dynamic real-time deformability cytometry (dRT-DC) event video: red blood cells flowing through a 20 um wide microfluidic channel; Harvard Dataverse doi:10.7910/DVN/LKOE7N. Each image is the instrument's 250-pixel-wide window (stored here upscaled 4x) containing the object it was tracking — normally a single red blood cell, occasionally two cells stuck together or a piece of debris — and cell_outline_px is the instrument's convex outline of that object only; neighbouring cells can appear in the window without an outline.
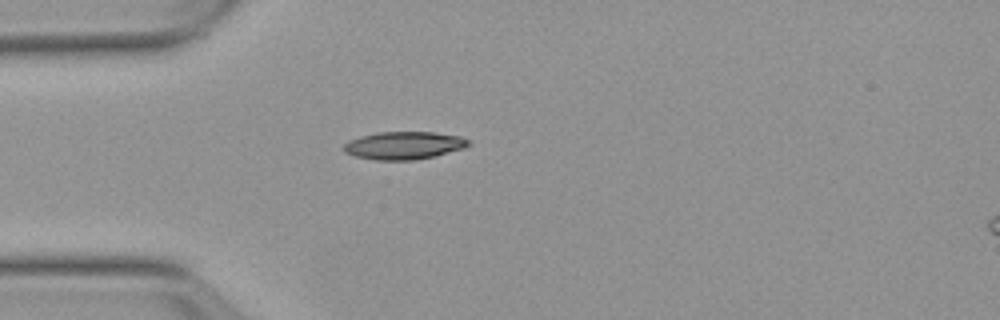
{"species": "Egyptian fruit bat (a non-hibernating species)", "species_latin": "Rousettus aegyptiacus", "temperature_condition": "warm", "stored_images_in_passage": 32, "segment_of_instrument_passage": [1, 3], "camera_frame_rate_fps": 3000, "um_per_image_px": 0.085, "animal": {"sex": "female"}, "frame": {"image": 1, "passage_image": 1, "time_ms": 0.0, "image_size_px": [1000, 320], "cell_outline_px": [[472, 144], [464, 148], [432, 156], [412, 160], [376, 160], [356, 156], [344, 152], [344, 144], [348, 140], [360, 136], [376, 132], [436, 132], [460, 136], [468, 140]], "centroid_in_image_um": [34.32, 12.35], "position_along_channel_um": 50.7, "area_um2": 20.11}}
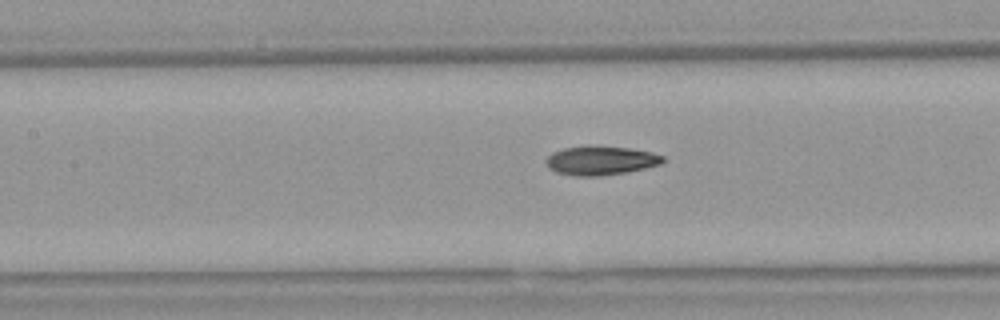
{"frame": {"image": 2, "passage_image": 10, "time_ms": 3.0, "image_size_px": [1000, 320], "cell_outline_px": [[664, 160], [660, 164], [628, 172], [596, 176], [576, 176], [556, 172], [548, 168], [544, 160], [552, 152], [564, 148], [588, 144], [628, 148], [652, 152], [664, 156]], "centroid_in_image_um": [51.02, 13.62], "position_along_channel_um": 156.4, "area_um2": 20.0}}
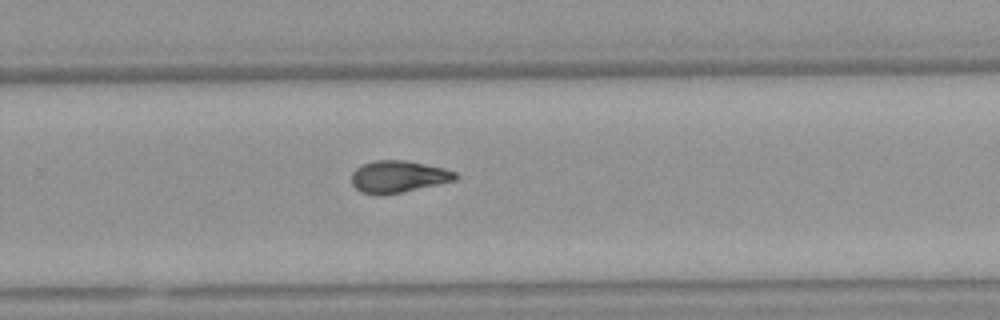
{"frame": {"image": 3, "passage_image": 21, "time_ms": 6.667, "image_size_px": [1000, 320], "cell_outline_px": [[460, 176], [456, 180], [400, 192], [380, 196], [376, 196], [360, 192], [352, 184], [352, 172], [356, 168], [364, 164], [376, 160], [404, 160], [444, 168], [456, 172]], "centroid_in_image_um": [33.84, 15.02], "position_along_channel_um": 296.0, "area_um2": 19.31}}